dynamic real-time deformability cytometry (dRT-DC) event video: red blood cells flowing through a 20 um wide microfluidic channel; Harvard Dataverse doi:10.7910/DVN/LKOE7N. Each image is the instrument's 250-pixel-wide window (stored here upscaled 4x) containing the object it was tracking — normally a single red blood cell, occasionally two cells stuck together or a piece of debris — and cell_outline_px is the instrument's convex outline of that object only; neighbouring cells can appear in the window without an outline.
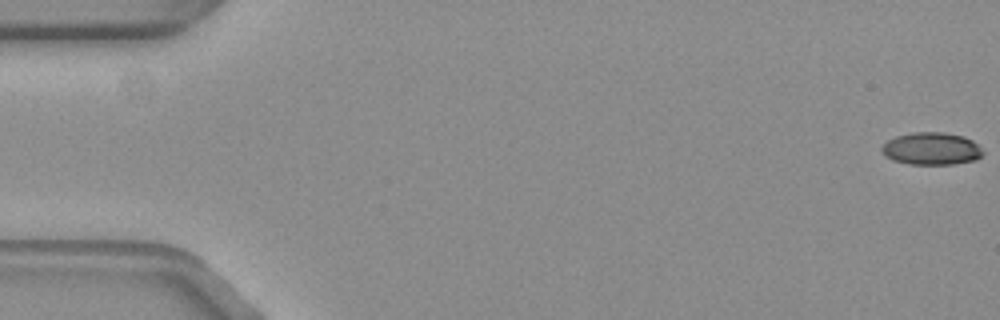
{"species": "common noctule bat (a hibernating species)", "species_latin": "Nyctalus noctula", "temperature_condition": "warm", "stored_images_in_passage": 56, "camera_frame_rate_fps": 3000, "um_per_image_px": 0.085, "animal": {"sex": "female", "body_mass_g": 19.3, "forearm_length_mm": 54.1}, "frame": {"image": 1, "passage_image": 1, "time_ms": 0.0, "image_size_px": [1000, 320], "cell_outline_px": [[980, 156], [972, 160], [948, 164], [912, 164], [896, 160], [888, 156], [884, 152], [884, 144], [900, 136], [920, 132], [932, 132], [960, 136], [976, 144], [980, 152]], "centroid_in_image_um": [79.17, 12.65], "position_along_channel_um": 5.8, "area_um2": 17.63}}
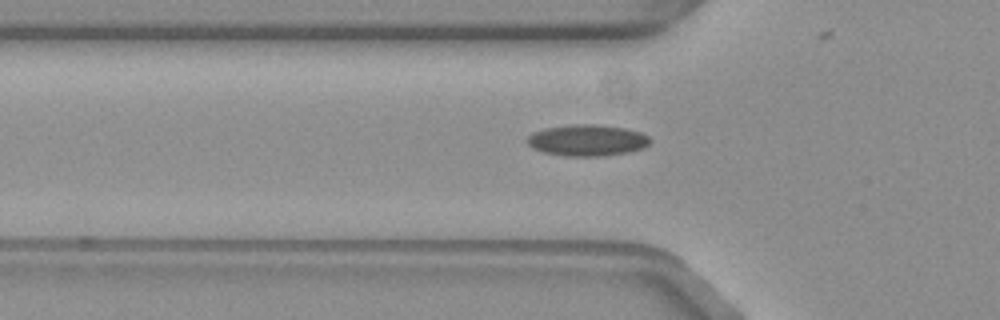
{"frame": {"image": 2, "passage_image": 19, "time_ms": 6.0, "image_size_px": [1000, 320], "cell_outline_px": [[648, 144], [640, 148], [620, 152], [548, 152], [536, 148], [528, 144], [528, 136], [536, 132], [552, 128], [620, 128], [636, 132], [644, 136], [648, 140]], "centroid_in_image_um": [49.89, 11.91], "position_along_channel_um": 75.9, "area_um2": 18.21}}
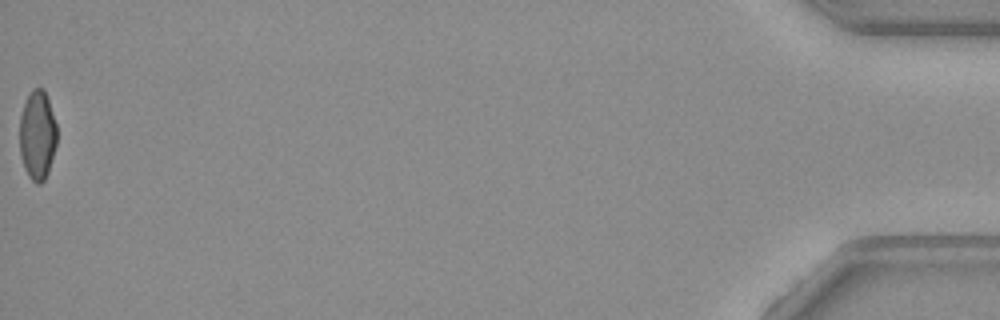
{"frame": {"image": 3, "passage_image": 56, "time_ms": 18.333, "image_size_px": [1000, 320], "cell_outline_px": [[56, 144], [48, 172], [44, 180], [40, 184], [36, 184], [32, 180], [24, 164], [20, 152], [20, 116], [24, 104], [28, 96], [36, 88], [40, 88], [44, 92], [48, 100], [56, 124]], "centroid_in_image_um": [3.18, 11.51], "position_along_channel_um": 432.0, "area_um2": 18.79}, "authors_computed_cell_mechanics": {"area_um2": 18.4382, "velocity_mm_per_s": 3.7519, "shape_relaxation_time_tau1_ms": 9.5309, "shape_relaxation_time_tau2_ms": 1.5277, "deformation_change_tau1": 0.2815, "deformation_change_tau2": 0.0752}}